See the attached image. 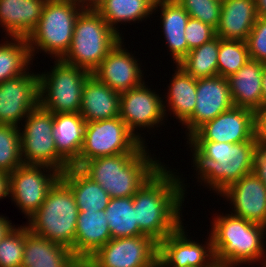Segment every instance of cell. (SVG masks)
<instances>
[{
	"mask_svg": "<svg viewBox=\"0 0 266 267\" xmlns=\"http://www.w3.org/2000/svg\"><path fill=\"white\" fill-rule=\"evenodd\" d=\"M164 166L133 196L140 231L158 243L183 223L180 211L185 187L182 179Z\"/></svg>",
	"mask_w": 266,
	"mask_h": 267,
	"instance_id": "cell-1",
	"label": "cell"
},
{
	"mask_svg": "<svg viewBox=\"0 0 266 267\" xmlns=\"http://www.w3.org/2000/svg\"><path fill=\"white\" fill-rule=\"evenodd\" d=\"M193 149V166L198 179L220 194L228 186L252 172L256 139L236 144L188 141ZM202 180V181H201Z\"/></svg>",
	"mask_w": 266,
	"mask_h": 267,
	"instance_id": "cell-2",
	"label": "cell"
},
{
	"mask_svg": "<svg viewBox=\"0 0 266 267\" xmlns=\"http://www.w3.org/2000/svg\"><path fill=\"white\" fill-rule=\"evenodd\" d=\"M145 148L147 147L139 153H123L88 160L80 169L98 183L110 198L133 197L163 166Z\"/></svg>",
	"mask_w": 266,
	"mask_h": 267,
	"instance_id": "cell-3",
	"label": "cell"
},
{
	"mask_svg": "<svg viewBox=\"0 0 266 267\" xmlns=\"http://www.w3.org/2000/svg\"><path fill=\"white\" fill-rule=\"evenodd\" d=\"M212 225L210 236L217 263L249 265L265 257V226L232 214L217 215Z\"/></svg>",
	"mask_w": 266,
	"mask_h": 267,
	"instance_id": "cell-4",
	"label": "cell"
},
{
	"mask_svg": "<svg viewBox=\"0 0 266 267\" xmlns=\"http://www.w3.org/2000/svg\"><path fill=\"white\" fill-rule=\"evenodd\" d=\"M78 213L71 188L59 178L40 208L28 218L27 227L34 235L71 249L75 242Z\"/></svg>",
	"mask_w": 266,
	"mask_h": 267,
	"instance_id": "cell-5",
	"label": "cell"
},
{
	"mask_svg": "<svg viewBox=\"0 0 266 267\" xmlns=\"http://www.w3.org/2000/svg\"><path fill=\"white\" fill-rule=\"evenodd\" d=\"M121 38L97 10H82L70 49L61 60L92 73Z\"/></svg>",
	"mask_w": 266,
	"mask_h": 267,
	"instance_id": "cell-6",
	"label": "cell"
},
{
	"mask_svg": "<svg viewBox=\"0 0 266 267\" xmlns=\"http://www.w3.org/2000/svg\"><path fill=\"white\" fill-rule=\"evenodd\" d=\"M81 11L77 4L71 2L47 0L38 26L27 37L32 59L34 52L42 50L61 60L70 49L75 22Z\"/></svg>",
	"mask_w": 266,
	"mask_h": 267,
	"instance_id": "cell-7",
	"label": "cell"
},
{
	"mask_svg": "<svg viewBox=\"0 0 266 267\" xmlns=\"http://www.w3.org/2000/svg\"><path fill=\"white\" fill-rule=\"evenodd\" d=\"M54 63L51 72L39 74V105L55 113H79L82 88L91 72L81 67Z\"/></svg>",
	"mask_w": 266,
	"mask_h": 267,
	"instance_id": "cell-8",
	"label": "cell"
},
{
	"mask_svg": "<svg viewBox=\"0 0 266 267\" xmlns=\"http://www.w3.org/2000/svg\"><path fill=\"white\" fill-rule=\"evenodd\" d=\"M146 147L118 116L86 122L79 158L71 165L80 168L86 161L123 153H139Z\"/></svg>",
	"mask_w": 266,
	"mask_h": 267,
	"instance_id": "cell-9",
	"label": "cell"
},
{
	"mask_svg": "<svg viewBox=\"0 0 266 267\" xmlns=\"http://www.w3.org/2000/svg\"><path fill=\"white\" fill-rule=\"evenodd\" d=\"M24 120V131L20 132L23 164L45 165L63 173L71 165L56 150L53 113L38 105Z\"/></svg>",
	"mask_w": 266,
	"mask_h": 267,
	"instance_id": "cell-10",
	"label": "cell"
},
{
	"mask_svg": "<svg viewBox=\"0 0 266 267\" xmlns=\"http://www.w3.org/2000/svg\"><path fill=\"white\" fill-rule=\"evenodd\" d=\"M159 243L150 236L112 238L89 259L97 267H158Z\"/></svg>",
	"mask_w": 266,
	"mask_h": 267,
	"instance_id": "cell-11",
	"label": "cell"
},
{
	"mask_svg": "<svg viewBox=\"0 0 266 267\" xmlns=\"http://www.w3.org/2000/svg\"><path fill=\"white\" fill-rule=\"evenodd\" d=\"M9 175L12 201L29 218L43 204L48 191L60 178L61 173L45 165L23 164Z\"/></svg>",
	"mask_w": 266,
	"mask_h": 267,
	"instance_id": "cell-12",
	"label": "cell"
},
{
	"mask_svg": "<svg viewBox=\"0 0 266 267\" xmlns=\"http://www.w3.org/2000/svg\"><path fill=\"white\" fill-rule=\"evenodd\" d=\"M38 105L39 73L26 71L0 83V124L19 127L22 118Z\"/></svg>",
	"mask_w": 266,
	"mask_h": 267,
	"instance_id": "cell-13",
	"label": "cell"
},
{
	"mask_svg": "<svg viewBox=\"0 0 266 267\" xmlns=\"http://www.w3.org/2000/svg\"><path fill=\"white\" fill-rule=\"evenodd\" d=\"M252 138H255V111L233 106L204 123L187 139L236 144Z\"/></svg>",
	"mask_w": 266,
	"mask_h": 267,
	"instance_id": "cell-14",
	"label": "cell"
},
{
	"mask_svg": "<svg viewBox=\"0 0 266 267\" xmlns=\"http://www.w3.org/2000/svg\"><path fill=\"white\" fill-rule=\"evenodd\" d=\"M148 88L144 82L141 86L120 93L119 117L143 144H145V141L142 140L144 138L141 137V134L134 133L135 128L158 127L166 116L164 101L156 92Z\"/></svg>",
	"mask_w": 266,
	"mask_h": 267,
	"instance_id": "cell-15",
	"label": "cell"
},
{
	"mask_svg": "<svg viewBox=\"0 0 266 267\" xmlns=\"http://www.w3.org/2000/svg\"><path fill=\"white\" fill-rule=\"evenodd\" d=\"M234 106L228 79L219 75L196 79V105L193 114L183 123L188 138L204 123L213 120Z\"/></svg>",
	"mask_w": 266,
	"mask_h": 267,
	"instance_id": "cell-16",
	"label": "cell"
},
{
	"mask_svg": "<svg viewBox=\"0 0 266 267\" xmlns=\"http://www.w3.org/2000/svg\"><path fill=\"white\" fill-rule=\"evenodd\" d=\"M181 224L159 243L158 267H189L192 265H214L216 257L212 238L200 245L188 239Z\"/></svg>",
	"mask_w": 266,
	"mask_h": 267,
	"instance_id": "cell-17",
	"label": "cell"
},
{
	"mask_svg": "<svg viewBox=\"0 0 266 267\" xmlns=\"http://www.w3.org/2000/svg\"><path fill=\"white\" fill-rule=\"evenodd\" d=\"M122 44L121 38L92 72V75L99 81L118 93L136 88L144 83L143 70H141L138 60L123 48Z\"/></svg>",
	"mask_w": 266,
	"mask_h": 267,
	"instance_id": "cell-18",
	"label": "cell"
},
{
	"mask_svg": "<svg viewBox=\"0 0 266 267\" xmlns=\"http://www.w3.org/2000/svg\"><path fill=\"white\" fill-rule=\"evenodd\" d=\"M221 195L231 201L232 215L266 227V185L253 172L228 186Z\"/></svg>",
	"mask_w": 266,
	"mask_h": 267,
	"instance_id": "cell-19",
	"label": "cell"
},
{
	"mask_svg": "<svg viewBox=\"0 0 266 267\" xmlns=\"http://www.w3.org/2000/svg\"><path fill=\"white\" fill-rule=\"evenodd\" d=\"M112 239L104 210L79 211L74 246L71 248L77 259H89Z\"/></svg>",
	"mask_w": 266,
	"mask_h": 267,
	"instance_id": "cell-20",
	"label": "cell"
},
{
	"mask_svg": "<svg viewBox=\"0 0 266 267\" xmlns=\"http://www.w3.org/2000/svg\"><path fill=\"white\" fill-rule=\"evenodd\" d=\"M79 113L86 122L118 117L120 113V93L91 74L82 88Z\"/></svg>",
	"mask_w": 266,
	"mask_h": 267,
	"instance_id": "cell-21",
	"label": "cell"
},
{
	"mask_svg": "<svg viewBox=\"0 0 266 267\" xmlns=\"http://www.w3.org/2000/svg\"><path fill=\"white\" fill-rule=\"evenodd\" d=\"M257 17L255 0H223L215 34L220 39L246 42Z\"/></svg>",
	"mask_w": 266,
	"mask_h": 267,
	"instance_id": "cell-22",
	"label": "cell"
},
{
	"mask_svg": "<svg viewBox=\"0 0 266 267\" xmlns=\"http://www.w3.org/2000/svg\"><path fill=\"white\" fill-rule=\"evenodd\" d=\"M47 0H0V24L10 37L27 38L38 26Z\"/></svg>",
	"mask_w": 266,
	"mask_h": 267,
	"instance_id": "cell-23",
	"label": "cell"
},
{
	"mask_svg": "<svg viewBox=\"0 0 266 267\" xmlns=\"http://www.w3.org/2000/svg\"><path fill=\"white\" fill-rule=\"evenodd\" d=\"M264 65L249 59L241 69L227 78L234 106L253 111L261 109Z\"/></svg>",
	"mask_w": 266,
	"mask_h": 267,
	"instance_id": "cell-24",
	"label": "cell"
},
{
	"mask_svg": "<svg viewBox=\"0 0 266 267\" xmlns=\"http://www.w3.org/2000/svg\"><path fill=\"white\" fill-rule=\"evenodd\" d=\"M161 8V19L164 38L172 59L176 65L189 53L188 43L185 38V27L190 18L189 14L176 0H156L154 11Z\"/></svg>",
	"mask_w": 266,
	"mask_h": 267,
	"instance_id": "cell-25",
	"label": "cell"
},
{
	"mask_svg": "<svg viewBox=\"0 0 266 267\" xmlns=\"http://www.w3.org/2000/svg\"><path fill=\"white\" fill-rule=\"evenodd\" d=\"M86 121L80 113L53 114L52 135L57 152L72 165L81 153Z\"/></svg>",
	"mask_w": 266,
	"mask_h": 267,
	"instance_id": "cell-26",
	"label": "cell"
},
{
	"mask_svg": "<svg viewBox=\"0 0 266 267\" xmlns=\"http://www.w3.org/2000/svg\"><path fill=\"white\" fill-rule=\"evenodd\" d=\"M77 260L62 244L29 233L25 237L22 267H71Z\"/></svg>",
	"mask_w": 266,
	"mask_h": 267,
	"instance_id": "cell-27",
	"label": "cell"
},
{
	"mask_svg": "<svg viewBox=\"0 0 266 267\" xmlns=\"http://www.w3.org/2000/svg\"><path fill=\"white\" fill-rule=\"evenodd\" d=\"M60 178L71 188L79 211L97 212L108 206L110 196L80 168L70 166Z\"/></svg>",
	"mask_w": 266,
	"mask_h": 267,
	"instance_id": "cell-28",
	"label": "cell"
},
{
	"mask_svg": "<svg viewBox=\"0 0 266 267\" xmlns=\"http://www.w3.org/2000/svg\"><path fill=\"white\" fill-rule=\"evenodd\" d=\"M175 74L168 86L167 100L169 109L183 124L194 112L196 105V79L176 65Z\"/></svg>",
	"mask_w": 266,
	"mask_h": 267,
	"instance_id": "cell-29",
	"label": "cell"
},
{
	"mask_svg": "<svg viewBox=\"0 0 266 267\" xmlns=\"http://www.w3.org/2000/svg\"><path fill=\"white\" fill-rule=\"evenodd\" d=\"M155 2L156 0H106L97 11L121 37L116 28L118 22L128 23L147 19L154 12Z\"/></svg>",
	"mask_w": 266,
	"mask_h": 267,
	"instance_id": "cell-30",
	"label": "cell"
},
{
	"mask_svg": "<svg viewBox=\"0 0 266 267\" xmlns=\"http://www.w3.org/2000/svg\"><path fill=\"white\" fill-rule=\"evenodd\" d=\"M112 238L144 235L136 222L133 197L110 198L104 210Z\"/></svg>",
	"mask_w": 266,
	"mask_h": 267,
	"instance_id": "cell-31",
	"label": "cell"
},
{
	"mask_svg": "<svg viewBox=\"0 0 266 267\" xmlns=\"http://www.w3.org/2000/svg\"><path fill=\"white\" fill-rule=\"evenodd\" d=\"M219 37L189 51L188 55L177 65L195 79L218 75Z\"/></svg>",
	"mask_w": 266,
	"mask_h": 267,
	"instance_id": "cell-32",
	"label": "cell"
},
{
	"mask_svg": "<svg viewBox=\"0 0 266 267\" xmlns=\"http://www.w3.org/2000/svg\"><path fill=\"white\" fill-rule=\"evenodd\" d=\"M13 40L0 44V83L17 77L29 70L31 54L27 38L11 37Z\"/></svg>",
	"mask_w": 266,
	"mask_h": 267,
	"instance_id": "cell-33",
	"label": "cell"
},
{
	"mask_svg": "<svg viewBox=\"0 0 266 267\" xmlns=\"http://www.w3.org/2000/svg\"><path fill=\"white\" fill-rule=\"evenodd\" d=\"M249 59V51L246 42L219 38L217 60L219 76L228 78L241 69Z\"/></svg>",
	"mask_w": 266,
	"mask_h": 267,
	"instance_id": "cell-34",
	"label": "cell"
},
{
	"mask_svg": "<svg viewBox=\"0 0 266 267\" xmlns=\"http://www.w3.org/2000/svg\"><path fill=\"white\" fill-rule=\"evenodd\" d=\"M0 124V171L12 173L23 165L21 157L20 129Z\"/></svg>",
	"mask_w": 266,
	"mask_h": 267,
	"instance_id": "cell-35",
	"label": "cell"
},
{
	"mask_svg": "<svg viewBox=\"0 0 266 267\" xmlns=\"http://www.w3.org/2000/svg\"><path fill=\"white\" fill-rule=\"evenodd\" d=\"M30 233L27 225L15 227L0 242V267H21L25 237Z\"/></svg>",
	"mask_w": 266,
	"mask_h": 267,
	"instance_id": "cell-36",
	"label": "cell"
},
{
	"mask_svg": "<svg viewBox=\"0 0 266 267\" xmlns=\"http://www.w3.org/2000/svg\"><path fill=\"white\" fill-rule=\"evenodd\" d=\"M191 18L217 28L221 14V3L215 0H176Z\"/></svg>",
	"mask_w": 266,
	"mask_h": 267,
	"instance_id": "cell-37",
	"label": "cell"
},
{
	"mask_svg": "<svg viewBox=\"0 0 266 267\" xmlns=\"http://www.w3.org/2000/svg\"><path fill=\"white\" fill-rule=\"evenodd\" d=\"M246 43L250 59L266 64V18L257 17Z\"/></svg>",
	"mask_w": 266,
	"mask_h": 267,
	"instance_id": "cell-38",
	"label": "cell"
},
{
	"mask_svg": "<svg viewBox=\"0 0 266 267\" xmlns=\"http://www.w3.org/2000/svg\"><path fill=\"white\" fill-rule=\"evenodd\" d=\"M216 36L215 29L200 20L189 18L185 27V38L190 50L201 46Z\"/></svg>",
	"mask_w": 266,
	"mask_h": 267,
	"instance_id": "cell-39",
	"label": "cell"
},
{
	"mask_svg": "<svg viewBox=\"0 0 266 267\" xmlns=\"http://www.w3.org/2000/svg\"><path fill=\"white\" fill-rule=\"evenodd\" d=\"M252 172L266 185V145L256 143Z\"/></svg>",
	"mask_w": 266,
	"mask_h": 267,
	"instance_id": "cell-40",
	"label": "cell"
},
{
	"mask_svg": "<svg viewBox=\"0 0 266 267\" xmlns=\"http://www.w3.org/2000/svg\"><path fill=\"white\" fill-rule=\"evenodd\" d=\"M255 139L258 144L266 145V108L255 111Z\"/></svg>",
	"mask_w": 266,
	"mask_h": 267,
	"instance_id": "cell-41",
	"label": "cell"
},
{
	"mask_svg": "<svg viewBox=\"0 0 266 267\" xmlns=\"http://www.w3.org/2000/svg\"><path fill=\"white\" fill-rule=\"evenodd\" d=\"M10 175L0 171V199L10 197Z\"/></svg>",
	"mask_w": 266,
	"mask_h": 267,
	"instance_id": "cell-42",
	"label": "cell"
},
{
	"mask_svg": "<svg viewBox=\"0 0 266 267\" xmlns=\"http://www.w3.org/2000/svg\"><path fill=\"white\" fill-rule=\"evenodd\" d=\"M106 0H79L78 6L82 10H98Z\"/></svg>",
	"mask_w": 266,
	"mask_h": 267,
	"instance_id": "cell-43",
	"label": "cell"
},
{
	"mask_svg": "<svg viewBox=\"0 0 266 267\" xmlns=\"http://www.w3.org/2000/svg\"><path fill=\"white\" fill-rule=\"evenodd\" d=\"M15 228L12 223L8 221L2 215L0 216V242L5 238V236Z\"/></svg>",
	"mask_w": 266,
	"mask_h": 267,
	"instance_id": "cell-44",
	"label": "cell"
},
{
	"mask_svg": "<svg viewBox=\"0 0 266 267\" xmlns=\"http://www.w3.org/2000/svg\"><path fill=\"white\" fill-rule=\"evenodd\" d=\"M255 7L257 16L266 18V0H255Z\"/></svg>",
	"mask_w": 266,
	"mask_h": 267,
	"instance_id": "cell-45",
	"label": "cell"
},
{
	"mask_svg": "<svg viewBox=\"0 0 266 267\" xmlns=\"http://www.w3.org/2000/svg\"><path fill=\"white\" fill-rule=\"evenodd\" d=\"M261 108H266V64L262 74V103Z\"/></svg>",
	"mask_w": 266,
	"mask_h": 267,
	"instance_id": "cell-46",
	"label": "cell"
},
{
	"mask_svg": "<svg viewBox=\"0 0 266 267\" xmlns=\"http://www.w3.org/2000/svg\"><path fill=\"white\" fill-rule=\"evenodd\" d=\"M71 267H97L90 259H77Z\"/></svg>",
	"mask_w": 266,
	"mask_h": 267,
	"instance_id": "cell-47",
	"label": "cell"
},
{
	"mask_svg": "<svg viewBox=\"0 0 266 267\" xmlns=\"http://www.w3.org/2000/svg\"><path fill=\"white\" fill-rule=\"evenodd\" d=\"M236 265L224 264V263H215L212 267H235Z\"/></svg>",
	"mask_w": 266,
	"mask_h": 267,
	"instance_id": "cell-48",
	"label": "cell"
},
{
	"mask_svg": "<svg viewBox=\"0 0 266 267\" xmlns=\"http://www.w3.org/2000/svg\"><path fill=\"white\" fill-rule=\"evenodd\" d=\"M50 1H56V2H71L74 4H79V0H50Z\"/></svg>",
	"mask_w": 266,
	"mask_h": 267,
	"instance_id": "cell-49",
	"label": "cell"
},
{
	"mask_svg": "<svg viewBox=\"0 0 266 267\" xmlns=\"http://www.w3.org/2000/svg\"><path fill=\"white\" fill-rule=\"evenodd\" d=\"M213 265H192L189 267H212Z\"/></svg>",
	"mask_w": 266,
	"mask_h": 267,
	"instance_id": "cell-50",
	"label": "cell"
},
{
	"mask_svg": "<svg viewBox=\"0 0 266 267\" xmlns=\"http://www.w3.org/2000/svg\"><path fill=\"white\" fill-rule=\"evenodd\" d=\"M266 257V256H265ZM264 257V259H262L264 262H263V267H266V258Z\"/></svg>",
	"mask_w": 266,
	"mask_h": 267,
	"instance_id": "cell-51",
	"label": "cell"
}]
</instances>
